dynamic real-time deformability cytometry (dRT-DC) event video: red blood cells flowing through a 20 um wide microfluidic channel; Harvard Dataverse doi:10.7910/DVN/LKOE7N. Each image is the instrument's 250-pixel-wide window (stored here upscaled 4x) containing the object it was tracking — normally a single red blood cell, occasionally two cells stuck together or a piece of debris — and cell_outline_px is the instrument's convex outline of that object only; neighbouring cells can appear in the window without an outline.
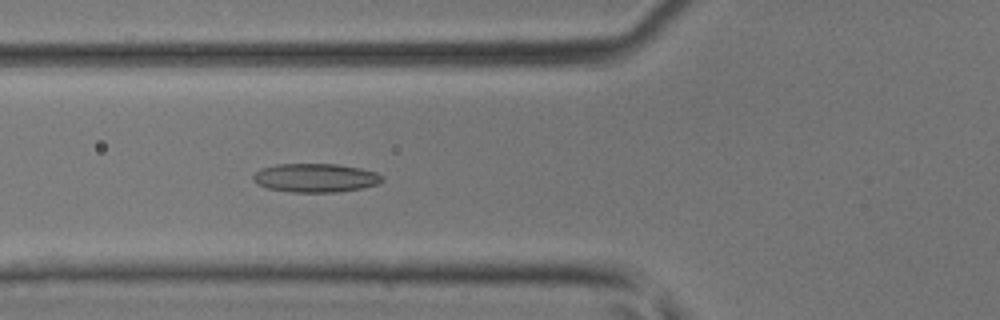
{"species": "common noctule bat (a hibernating species)", "species_latin": "Nyctalus noctula", "temperature_condition": "room temperature", "stored_images_in_passage": 47, "camera_frame_rate_fps": 3000, "um_per_image_px": 0.085, "animal": {"sex": "male", "body_mass_g": 17.9, "forearm_length_mm": 54.2}, "frame": {"image": 1, "passage_image": 18, "time_ms": 5.667, "image_size_px": [1000, 320], "cell_outline_px": [[384, 180], [376, 184], [360, 188], [336, 192], [292, 192], [268, 188], [256, 184], [252, 180], [252, 176], [260, 168], [276, 164], [336, 164], [360, 168], [376, 172], [384, 176]], "centroid_in_image_um": [26.78, 15.11], "position_along_channel_um": 99.0, "area_um2": 21.62}}
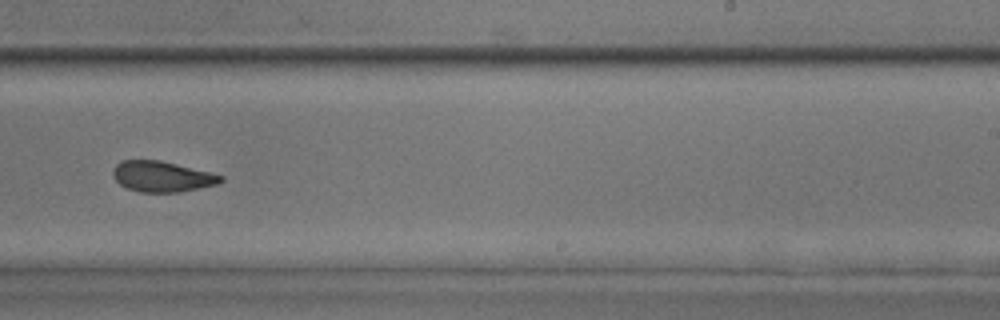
{"frame": {"image": 2, "passage_image": 30, "time_ms": 9.667, "image_size_px": [1000, 320], "cell_outline_px": [[224, 180], [220, 184], [180, 192], [140, 192], [128, 188], [120, 184], [112, 176], [112, 168], [116, 164], [124, 160], [160, 160], [224, 176]], "centroid_in_image_um": [13.77, 15.01], "position_along_channel_um": 275.2, "area_um2": 19.25}}
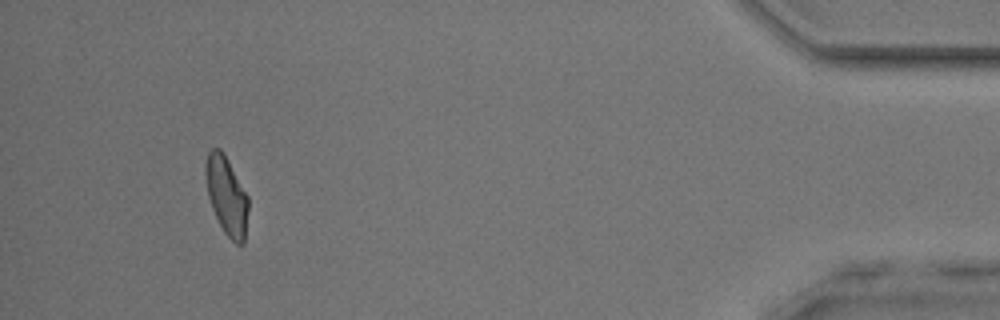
{"frame": {"image": 3, "passage_image": 44, "time_ms": 14.333, "image_size_px": [1000, 320], "cell_outline_px": [[248, 208], [244, 244], [236, 244], [224, 232], [212, 208], [208, 196], [204, 172], [204, 164], [208, 152], [212, 148], [220, 148], [224, 152], [248, 196]], "centroid_in_image_um": [19.25, 16.59], "position_along_channel_um": 416.0, "area_um2": 19.54}}